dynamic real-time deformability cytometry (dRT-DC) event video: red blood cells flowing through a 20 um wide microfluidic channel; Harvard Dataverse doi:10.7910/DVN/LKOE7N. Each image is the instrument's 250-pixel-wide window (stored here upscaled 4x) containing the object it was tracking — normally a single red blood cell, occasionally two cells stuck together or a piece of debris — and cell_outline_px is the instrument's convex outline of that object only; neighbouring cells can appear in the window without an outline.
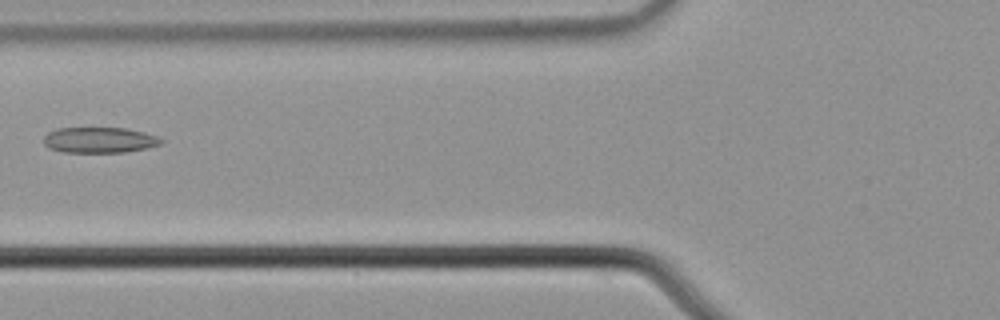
{"species": "common noctule bat (a hibernating species)", "species_latin": "Nyctalus noctula", "temperature_condition": "cold", "stored_images_in_passage": 6, "camera_frame_rate_fps": 3000, "um_per_image_px": 0.085, "animal": {"sex": "male", "body_mass_g": 21.5, "forearm_length_mm": 52.0}, "frame": {"image": 1, "passage_image": 6, "time_ms": 1.667, "image_size_px": [1000, 320], "cell_outline_px": [[164, 140], [160, 144], [148, 148], [124, 152], [60, 152], [48, 148], [44, 144], [44, 136], [48, 132], [56, 128], [124, 128], [144, 132], [156, 136]], "centroid_in_image_um": [8.42, 11.9], "position_along_channel_um": 117.4, "area_um2": 17.63}}